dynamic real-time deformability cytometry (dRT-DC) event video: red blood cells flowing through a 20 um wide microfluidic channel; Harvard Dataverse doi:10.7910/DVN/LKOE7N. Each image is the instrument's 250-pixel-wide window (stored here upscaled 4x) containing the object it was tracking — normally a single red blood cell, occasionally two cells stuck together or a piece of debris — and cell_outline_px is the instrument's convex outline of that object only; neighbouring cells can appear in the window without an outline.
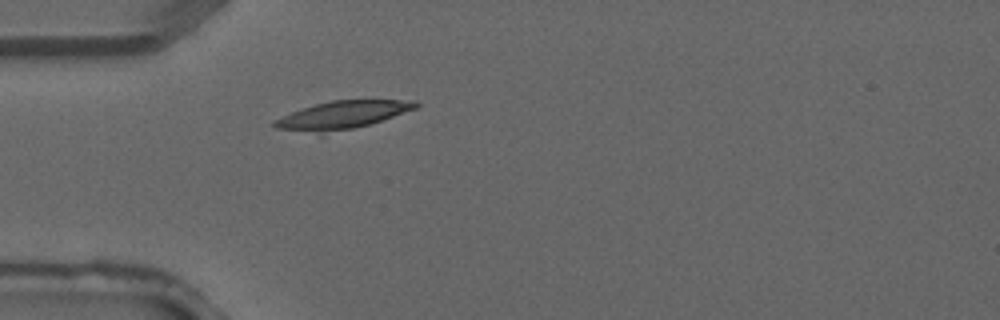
{"species": "common noctule bat (a hibernating species)", "species_latin": "Nyctalus noctula", "temperature_condition": "warm", "stored_images_in_passage": 4, "camera_frame_rate_fps": 3000, "um_per_image_px": 0.085, "animal": {"sex": "male", "forearm_length_mm": 52.5}, "frame": {"image": 1, "passage_image": 4, "time_ms": 1.0, "image_size_px": [1000, 320], "cell_outline_px": [[420, 104], [416, 108], [368, 124], [320, 136], [276, 128], [272, 124], [272, 120], [292, 112], [316, 104], [332, 100], [416, 100]], "centroid_in_image_um": [29.0, 9.81], "position_along_channel_um": 56.0, "area_um2": 23.06}}